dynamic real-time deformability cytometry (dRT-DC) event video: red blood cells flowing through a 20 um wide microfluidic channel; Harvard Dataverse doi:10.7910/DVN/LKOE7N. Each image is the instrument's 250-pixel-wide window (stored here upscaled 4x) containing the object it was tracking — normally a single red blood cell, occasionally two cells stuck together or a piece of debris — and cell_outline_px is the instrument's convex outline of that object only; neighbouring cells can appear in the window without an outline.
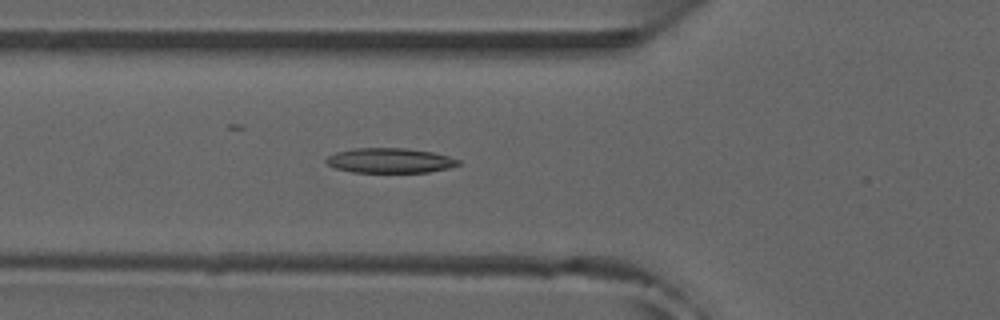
{"species": "common noctule bat (a hibernating species)", "species_latin": "Nyctalus noctula", "temperature_condition": "room temperature", "stored_images_in_passage": 40, "camera_frame_rate_fps": 3000, "um_per_image_px": 0.085, "animal": {"sex": "male", "forearm_length_mm": 52.5}, "frame": {"image": 1, "passage_image": 7, "time_ms": 2.0, "image_size_px": [1000, 320], "cell_outline_px": [[460, 164], [448, 168], [428, 172], [352, 172], [336, 168], [328, 164], [324, 160], [328, 156], [336, 152], [356, 148], [404, 148], [432, 152], [448, 156], [460, 160]], "centroid_in_image_um": [33.14, 13.64], "position_along_channel_um": 92.7, "area_um2": 19.02}}
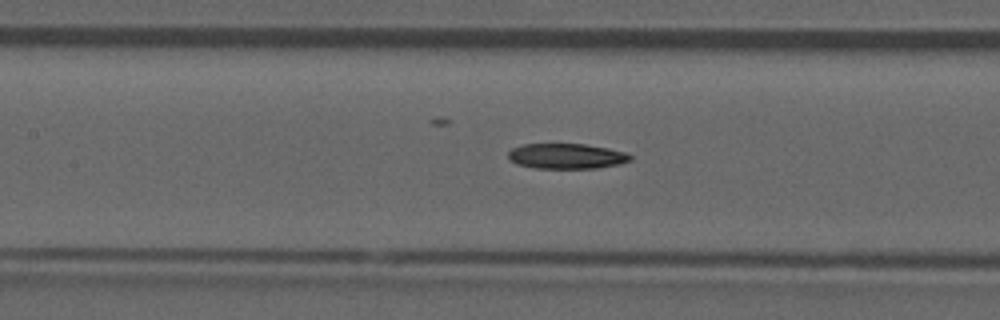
{"frame": {"image": 2, "passage_image": 12, "time_ms": 3.667, "image_size_px": [1000, 320], "cell_outline_px": [[632, 160], [620, 164], [596, 168], [536, 168], [516, 164], [508, 156], [508, 152], [512, 148], [524, 144], [584, 144], [608, 148], [624, 152], [632, 156]], "centroid_in_image_um": [48.17, 13.27], "position_along_channel_um": 159.2, "area_um2": 17.92}}